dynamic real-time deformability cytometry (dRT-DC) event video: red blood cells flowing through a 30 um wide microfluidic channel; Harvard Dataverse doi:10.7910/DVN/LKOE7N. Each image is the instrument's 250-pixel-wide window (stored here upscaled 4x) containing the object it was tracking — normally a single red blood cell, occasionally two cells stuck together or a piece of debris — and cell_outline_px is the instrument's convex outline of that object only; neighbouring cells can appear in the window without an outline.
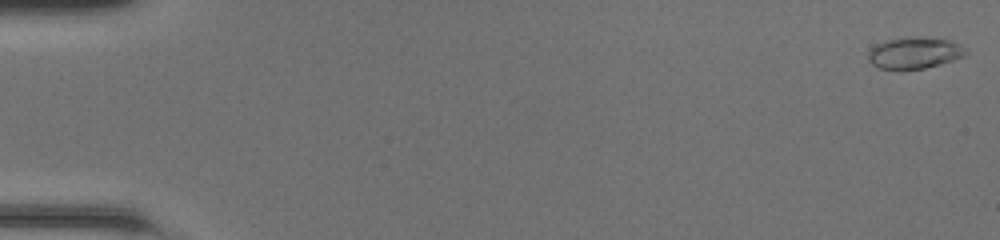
{"species": "common noctule bat (a hibernating species)", "species_latin": "Nyctalus noctula", "temperature_condition": "room temperature", "stored_images_in_passage": 49, "camera_frame_rate_fps": 3000, "um_per_image_px": 0.085, "animal": {"sex": "female", "body_mass_g": 20.0, "forearm_length_mm": 54.0}, "frame": {"image": 1, "passage_image": 1, "time_ms": 0.0, "image_size_px": [1000, 240], "cell_outline_px": [[968, 52], [964, 56], [940, 64], [924, 68], [900, 72], [896, 72], [880, 68], [872, 64], [868, 60], [868, 52], [876, 44], [884, 40], [904, 36], [916, 36], [952, 40]], "centroid_in_image_um": [77.66, 4.51], "position_along_channel_um": 7.3, "area_um2": 18.5}}
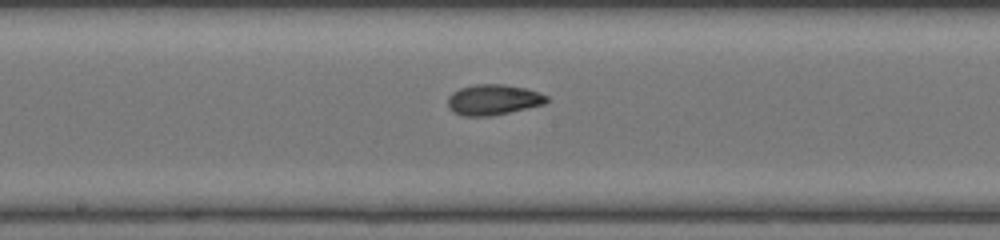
{"frame": {"image": 2, "passage_image": 27, "time_ms": 8.667, "image_size_px": [1000, 240], "cell_outline_px": [[548, 100], [544, 104], [508, 112], [488, 116], [460, 116], [452, 112], [448, 108], [448, 96], [452, 92], [460, 88], [476, 84], [504, 84], [524, 88], [540, 92], [548, 96]], "centroid_in_image_um": [41.89, 8.47], "position_along_channel_um": 206.3, "area_um2": 17.63}}
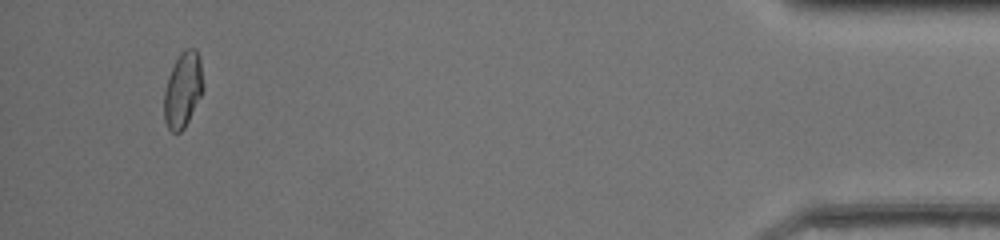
{"frame": {"image": 3, "passage_image": 47, "time_ms": 15.333, "image_size_px": [1000, 240], "cell_outline_px": [[204, 88], [184, 128], [180, 132], [172, 132], [168, 128], [164, 120], [164, 92], [168, 76], [180, 52], [188, 48], [196, 48], [200, 60]], "centroid_in_image_um": [15.54, 7.62], "position_along_channel_um": 419.7, "area_um2": 16.99}, "authors_computed_cell_mechanics": {"area_um2": 17.2822, "velocity_mm_per_s": 4.2813, "shape_relaxation_time_tau1_ms": 7.6582, "shape_relaxation_time_tau2_ms": 1.3493, "deformation_change_tau1": 0.2112, "deformation_change_tau2": 0.0645}}